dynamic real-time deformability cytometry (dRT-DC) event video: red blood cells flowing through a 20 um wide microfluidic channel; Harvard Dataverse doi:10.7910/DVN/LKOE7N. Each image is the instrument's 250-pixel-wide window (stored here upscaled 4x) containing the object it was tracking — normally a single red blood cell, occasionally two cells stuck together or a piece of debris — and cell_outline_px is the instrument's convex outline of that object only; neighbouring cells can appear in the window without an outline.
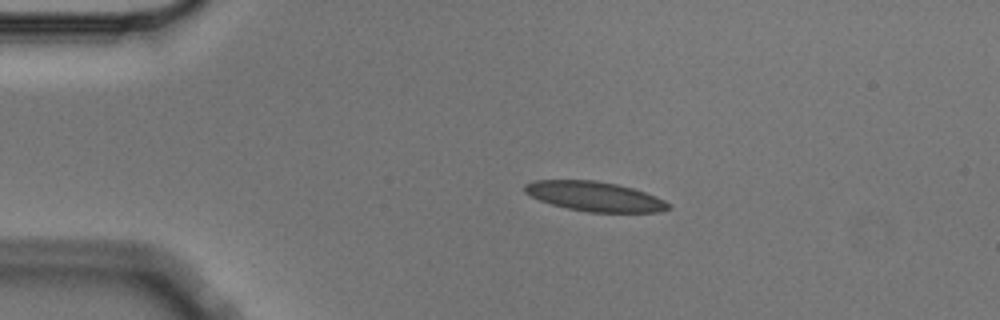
{"species": "Egyptian fruit bat (a non-hibernating species)", "species_latin": "Rousettus aegyptiacus", "temperature_condition": "cold", "stored_images_in_passage": 3, "camera_frame_rate_fps": 3000, "um_per_image_px": 0.085, "animal": {"sex": "male"}, "frame": {"image": 1, "passage_image": 2, "time_ms": 0.333, "image_size_px": [1000, 320], "cell_outline_px": [[672, 208], [660, 212], [588, 212], [568, 208], [552, 204], [540, 200], [524, 192], [524, 184], [532, 180], [596, 180], [616, 184], [632, 188], [644, 192], [664, 200], [672, 204]], "centroid_in_image_um": [50.56, 16.69], "position_along_channel_um": 34.4, "area_um2": 24.8}}